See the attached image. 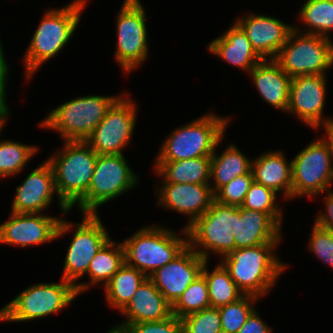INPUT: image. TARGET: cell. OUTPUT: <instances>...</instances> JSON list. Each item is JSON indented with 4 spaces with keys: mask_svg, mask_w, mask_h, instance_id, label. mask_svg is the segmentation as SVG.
I'll return each instance as SVG.
<instances>
[{
    "mask_svg": "<svg viewBox=\"0 0 333 333\" xmlns=\"http://www.w3.org/2000/svg\"><path fill=\"white\" fill-rule=\"evenodd\" d=\"M211 156L179 161H155L154 172L162 183H210Z\"/></svg>",
    "mask_w": 333,
    "mask_h": 333,
    "instance_id": "cell-27",
    "label": "cell"
},
{
    "mask_svg": "<svg viewBox=\"0 0 333 333\" xmlns=\"http://www.w3.org/2000/svg\"><path fill=\"white\" fill-rule=\"evenodd\" d=\"M323 129L325 130V136L322 137H324L323 139L327 142L329 146L333 163V123L323 126Z\"/></svg>",
    "mask_w": 333,
    "mask_h": 333,
    "instance_id": "cell-44",
    "label": "cell"
},
{
    "mask_svg": "<svg viewBox=\"0 0 333 333\" xmlns=\"http://www.w3.org/2000/svg\"><path fill=\"white\" fill-rule=\"evenodd\" d=\"M107 333H122V332H119V331H116V330H113L112 328L109 329V331Z\"/></svg>",
    "mask_w": 333,
    "mask_h": 333,
    "instance_id": "cell-46",
    "label": "cell"
},
{
    "mask_svg": "<svg viewBox=\"0 0 333 333\" xmlns=\"http://www.w3.org/2000/svg\"><path fill=\"white\" fill-rule=\"evenodd\" d=\"M299 22L305 24L302 33L330 38L333 32V0H305L299 10Z\"/></svg>",
    "mask_w": 333,
    "mask_h": 333,
    "instance_id": "cell-31",
    "label": "cell"
},
{
    "mask_svg": "<svg viewBox=\"0 0 333 333\" xmlns=\"http://www.w3.org/2000/svg\"><path fill=\"white\" fill-rule=\"evenodd\" d=\"M80 223L60 219L56 239L72 232V240L64 257L62 278L74 286L77 285L89 268L91 260L99 249L111 238L98 214H82ZM73 226V227H72Z\"/></svg>",
    "mask_w": 333,
    "mask_h": 333,
    "instance_id": "cell-8",
    "label": "cell"
},
{
    "mask_svg": "<svg viewBox=\"0 0 333 333\" xmlns=\"http://www.w3.org/2000/svg\"><path fill=\"white\" fill-rule=\"evenodd\" d=\"M60 219L44 213L11 212L0 224V243L23 248L50 243L56 239Z\"/></svg>",
    "mask_w": 333,
    "mask_h": 333,
    "instance_id": "cell-16",
    "label": "cell"
},
{
    "mask_svg": "<svg viewBox=\"0 0 333 333\" xmlns=\"http://www.w3.org/2000/svg\"><path fill=\"white\" fill-rule=\"evenodd\" d=\"M7 80H0V113L5 112L9 107L6 103Z\"/></svg>",
    "mask_w": 333,
    "mask_h": 333,
    "instance_id": "cell-43",
    "label": "cell"
},
{
    "mask_svg": "<svg viewBox=\"0 0 333 333\" xmlns=\"http://www.w3.org/2000/svg\"><path fill=\"white\" fill-rule=\"evenodd\" d=\"M259 300L252 295H243L238 300L219 307L222 333H238L249 315L257 309L254 304Z\"/></svg>",
    "mask_w": 333,
    "mask_h": 333,
    "instance_id": "cell-35",
    "label": "cell"
},
{
    "mask_svg": "<svg viewBox=\"0 0 333 333\" xmlns=\"http://www.w3.org/2000/svg\"><path fill=\"white\" fill-rule=\"evenodd\" d=\"M327 196H325L323 202L325 203V213L320 212L316 216L314 223L321 228L330 230L333 232V191L328 190Z\"/></svg>",
    "mask_w": 333,
    "mask_h": 333,
    "instance_id": "cell-40",
    "label": "cell"
},
{
    "mask_svg": "<svg viewBox=\"0 0 333 333\" xmlns=\"http://www.w3.org/2000/svg\"><path fill=\"white\" fill-rule=\"evenodd\" d=\"M39 147L12 140H0V178L12 177L24 171Z\"/></svg>",
    "mask_w": 333,
    "mask_h": 333,
    "instance_id": "cell-32",
    "label": "cell"
},
{
    "mask_svg": "<svg viewBox=\"0 0 333 333\" xmlns=\"http://www.w3.org/2000/svg\"><path fill=\"white\" fill-rule=\"evenodd\" d=\"M181 230L184 238L164 226H143L132 236L121 241L125 263L149 277L188 246V232L184 228Z\"/></svg>",
    "mask_w": 333,
    "mask_h": 333,
    "instance_id": "cell-4",
    "label": "cell"
},
{
    "mask_svg": "<svg viewBox=\"0 0 333 333\" xmlns=\"http://www.w3.org/2000/svg\"><path fill=\"white\" fill-rule=\"evenodd\" d=\"M3 44L0 38V80H8L9 77V66L5 59V53L3 51Z\"/></svg>",
    "mask_w": 333,
    "mask_h": 333,
    "instance_id": "cell-42",
    "label": "cell"
},
{
    "mask_svg": "<svg viewBox=\"0 0 333 333\" xmlns=\"http://www.w3.org/2000/svg\"><path fill=\"white\" fill-rule=\"evenodd\" d=\"M138 179L124 154L97 155L89 188L76 205L82 214H98L99 206L135 189Z\"/></svg>",
    "mask_w": 333,
    "mask_h": 333,
    "instance_id": "cell-10",
    "label": "cell"
},
{
    "mask_svg": "<svg viewBox=\"0 0 333 333\" xmlns=\"http://www.w3.org/2000/svg\"><path fill=\"white\" fill-rule=\"evenodd\" d=\"M260 314L255 309L240 328L238 333H272L273 330L269 327Z\"/></svg>",
    "mask_w": 333,
    "mask_h": 333,
    "instance_id": "cell-41",
    "label": "cell"
},
{
    "mask_svg": "<svg viewBox=\"0 0 333 333\" xmlns=\"http://www.w3.org/2000/svg\"><path fill=\"white\" fill-rule=\"evenodd\" d=\"M235 20L263 60L275 59L294 29V25L286 24L279 18L252 12Z\"/></svg>",
    "mask_w": 333,
    "mask_h": 333,
    "instance_id": "cell-20",
    "label": "cell"
},
{
    "mask_svg": "<svg viewBox=\"0 0 333 333\" xmlns=\"http://www.w3.org/2000/svg\"><path fill=\"white\" fill-rule=\"evenodd\" d=\"M125 316L121 324L113 326V330L121 332L127 325L139 322H152L168 319L172 314V305L147 278L135 291L127 306L120 312Z\"/></svg>",
    "mask_w": 333,
    "mask_h": 333,
    "instance_id": "cell-22",
    "label": "cell"
},
{
    "mask_svg": "<svg viewBox=\"0 0 333 333\" xmlns=\"http://www.w3.org/2000/svg\"><path fill=\"white\" fill-rule=\"evenodd\" d=\"M15 191L11 212L44 213L55 194L62 214L65 216L71 211L57 196L54 172L47 160L32 170Z\"/></svg>",
    "mask_w": 333,
    "mask_h": 333,
    "instance_id": "cell-17",
    "label": "cell"
},
{
    "mask_svg": "<svg viewBox=\"0 0 333 333\" xmlns=\"http://www.w3.org/2000/svg\"><path fill=\"white\" fill-rule=\"evenodd\" d=\"M277 194L274 190L253 181L240 207L267 213L282 227L283 212L282 207L277 204Z\"/></svg>",
    "mask_w": 333,
    "mask_h": 333,
    "instance_id": "cell-34",
    "label": "cell"
},
{
    "mask_svg": "<svg viewBox=\"0 0 333 333\" xmlns=\"http://www.w3.org/2000/svg\"><path fill=\"white\" fill-rule=\"evenodd\" d=\"M63 143L61 150L47 157V161L54 172L57 196L72 210L89 188L97 154L85 141Z\"/></svg>",
    "mask_w": 333,
    "mask_h": 333,
    "instance_id": "cell-5",
    "label": "cell"
},
{
    "mask_svg": "<svg viewBox=\"0 0 333 333\" xmlns=\"http://www.w3.org/2000/svg\"><path fill=\"white\" fill-rule=\"evenodd\" d=\"M124 263V248L122 242L110 238L99 249L90 262L87 270L89 277L88 283L80 282L75 286L78 295L90 289L91 286H98V284L104 286Z\"/></svg>",
    "mask_w": 333,
    "mask_h": 333,
    "instance_id": "cell-26",
    "label": "cell"
},
{
    "mask_svg": "<svg viewBox=\"0 0 333 333\" xmlns=\"http://www.w3.org/2000/svg\"><path fill=\"white\" fill-rule=\"evenodd\" d=\"M122 95H88L66 101L51 110L40 127L54 130L62 141H85Z\"/></svg>",
    "mask_w": 333,
    "mask_h": 333,
    "instance_id": "cell-6",
    "label": "cell"
},
{
    "mask_svg": "<svg viewBox=\"0 0 333 333\" xmlns=\"http://www.w3.org/2000/svg\"><path fill=\"white\" fill-rule=\"evenodd\" d=\"M129 95L123 93L85 140L97 155L124 154L123 147L129 146L138 112L137 103Z\"/></svg>",
    "mask_w": 333,
    "mask_h": 333,
    "instance_id": "cell-14",
    "label": "cell"
},
{
    "mask_svg": "<svg viewBox=\"0 0 333 333\" xmlns=\"http://www.w3.org/2000/svg\"><path fill=\"white\" fill-rule=\"evenodd\" d=\"M59 283L28 286L0 309V322H27L64 310L78 295L73 284L60 278Z\"/></svg>",
    "mask_w": 333,
    "mask_h": 333,
    "instance_id": "cell-7",
    "label": "cell"
},
{
    "mask_svg": "<svg viewBox=\"0 0 333 333\" xmlns=\"http://www.w3.org/2000/svg\"><path fill=\"white\" fill-rule=\"evenodd\" d=\"M279 243L240 248L222 257L221 263L244 295L262 298L270 293L280 275L288 268L277 254Z\"/></svg>",
    "mask_w": 333,
    "mask_h": 333,
    "instance_id": "cell-2",
    "label": "cell"
},
{
    "mask_svg": "<svg viewBox=\"0 0 333 333\" xmlns=\"http://www.w3.org/2000/svg\"><path fill=\"white\" fill-rule=\"evenodd\" d=\"M282 227L267 213L235 206V249L280 243Z\"/></svg>",
    "mask_w": 333,
    "mask_h": 333,
    "instance_id": "cell-21",
    "label": "cell"
},
{
    "mask_svg": "<svg viewBox=\"0 0 333 333\" xmlns=\"http://www.w3.org/2000/svg\"><path fill=\"white\" fill-rule=\"evenodd\" d=\"M183 333H222L218 308H207L181 318Z\"/></svg>",
    "mask_w": 333,
    "mask_h": 333,
    "instance_id": "cell-36",
    "label": "cell"
},
{
    "mask_svg": "<svg viewBox=\"0 0 333 333\" xmlns=\"http://www.w3.org/2000/svg\"><path fill=\"white\" fill-rule=\"evenodd\" d=\"M209 53L244 72H250L263 59L253 49L243 29L234 21L229 29L208 45Z\"/></svg>",
    "mask_w": 333,
    "mask_h": 333,
    "instance_id": "cell-23",
    "label": "cell"
},
{
    "mask_svg": "<svg viewBox=\"0 0 333 333\" xmlns=\"http://www.w3.org/2000/svg\"><path fill=\"white\" fill-rule=\"evenodd\" d=\"M116 18L115 60L127 74L145 63L149 56L147 13L140 0H124Z\"/></svg>",
    "mask_w": 333,
    "mask_h": 333,
    "instance_id": "cell-13",
    "label": "cell"
},
{
    "mask_svg": "<svg viewBox=\"0 0 333 333\" xmlns=\"http://www.w3.org/2000/svg\"><path fill=\"white\" fill-rule=\"evenodd\" d=\"M294 25L288 40L274 59L291 78L300 75H327L333 66V42L330 38L302 33Z\"/></svg>",
    "mask_w": 333,
    "mask_h": 333,
    "instance_id": "cell-9",
    "label": "cell"
},
{
    "mask_svg": "<svg viewBox=\"0 0 333 333\" xmlns=\"http://www.w3.org/2000/svg\"><path fill=\"white\" fill-rule=\"evenodd\" d=\"M240 150L236 144L232 143L219 155L215 148L211 155L209 183L213 194L235 177L252 171V160H249Z\"/></svg>",
    "mask_w": 333,
    "mask_h": 333,
    "instance_id": "cell-28",
    "label": "cell"
},
{
    "mask_svg": "<svg viewBox=\"0 0 333 333\" xmlns=\"http://www.w3.org/2000/svg\"><path fill=\"white\" fill-rule=\"evenodd\" d=\"M252 172L255 182L264 185L276 193L282 192L285 200L292 198L291 161L280 150L268 151L252 160Z\"/></svg>",
    "mask_w": 333,
    "mask_h": 333,
    "instance_id": "cell-25",
    "label": "cell"
},
{
    "mask_svg": "<svg viewBox=\"0 0 333 333\" xmlns=\"http://www.w3.org/2000/svg\"><path fill=\"white\" fill-rule=\"evenodd\" d=\"M10 109L8 108L5 112H2L0 113V137H1V132H2V128H4L6 122H7V119L9 118V111Z\"/></svg>",
    "mask_w": 333,
    "mask_h": 333,
    "instance_id": "cell-45",
    "label": "cell"
},
{
    "mask_svg": "<svg viewBox=\"0 0 333 333\" xmlns=\"http://www.w3.org/2000/svg\"><path fill=\"white\" fill-rule=\"evenodd\" d=\"M234 224L235 206L213 200L210 208L186 229L188 245L205 260L211 252L222 258L235 250Z\"/></svg>",
    "mask_w": 333,
    "mask_h": 333,
    "instance_id": "cell-11",
    "label": "cell"
},
{
    "mask_svg": "<svg viewBox=\"0 0 333 333\" xmlns=\"http://www.w3.org/2000/svg\"><path fill=\"white\" fill-rule=\"evenodd\" d=\"M122 333H183L182 321L175 315L168 319L127 325Z\"/></svg>",
    "mask_w": 333,
    "mask_h": 333,
    "instance_id": "cell-39",
    "label": "cell"
},
{
    "mask_svg": "<svg viewBox=\"0 0 333 333\" xmlns=\"http://www.w3.org/2000/svg\"><path fill=\"white\" fill-rule=\"evenodd\" d=\"M291 173L292 198H312L332 190L333 163L327 142L316 138L297 153L291 159Z\"/></svg>",
    "mask_w": 333,
    "mask_h": 333,
    "instance_id": "cell-12",
    "label": "cell"
},
{
    "mask_svg": "<svg viewBox=\"0 0 333 333\" xmlns=\"http://www.w3.org/2000/svg\"><path fill=\"white\" fill-rule=\"evenodd\" d=\"M148 277L138 269L124 263L102 287L108 305L119 313L127 306L135 291Z\"/></svg>",
    "mask_w": 333,
    "mask_h": 333,
    "instance_id": "cell-29",
    "label": "cell"
},
{
    "mask_svg": "<svg viewBox=\"0 0 333 333\" xmlns=\"http://www.w3.org/2000/svg\"><path fill=\"white\" fill-rule=\"evenodd\" d=\"M155 194L159 197L158 206L187 215L184 229L202 216L214 200L210 184L160 183Z\"/></svg>",
    "mask_w": 333,
    "mask_h": 333,
    "instance_id": "cell-19",
    "label": "cell"
},
{
    "mask_svg": "<svg viewBox=\"0 0 333 333\" xmlns=\"http://www.w3.org/2000/svg\"><path fill=\"white\" fill-rule=\"evenodd\" d=\"M309 237L308 249L316 258L333 268V232L314 223Z\"/></svg>",
    "mask_w": 333,
    "mask_h": 333,
    "instance_id": "cell-38",
    "label": "cell"
},
{
    "mask_svg": "<svg viewBox=\"0 0 333 333\" xmlns=\"http://www.w3.org/2000/svg\"><path fill=\"white\" fill-rule=\"evenodd\" d=\"M326 76L300 75L291 80L286 113L292 116L295 114L302 123L312 129H321L333 123L332 117L323 115L328 83Z\"/></svg>",
    "mask_w": 333,
    "mask_h": 333,
    "instance_id": "cell-15",
    "label": "cell"
},
{
    "mask_svg": "<svg viewBox=\"0 0 333 333\" xmlns=\"http://www.w3.org/2000/svg\"><path fill=\"white\" fill-rule=\"evenodd\" d=\"M260 97L272 107L287 112L292 78L274 59H264L249 72Z\"/></svg>",
    "mask_w": 333,
    "mask_h": 333,
    "instance_id": "cell-24",
    "label": "cell"
},
{
    "mask_svg": "<svg viewBox=\"0 0 333 333\" xmlns=\"http://www.w3.org/2000/svg\"><path fill=\"white\" fill-rule=\"evenodd\" d=\"M208 262L209 260L205 261L201 274L207 282L211 307L219 308L241 298L244 294L230 278L223 264L220 262L210 272L207 269Z\"/></svg>",
    "mask_w": 333,
    "mask_h": 333,
    "instance_id": "cell-30",
    "label": "cell"
},
{
    "mask_svg": "<svg viewBox=\"0 0 333 333\" xmlns=\"http://www.w3.org/2000/svg\"><path fill=\"white\" fill-rule=\"evenodd\" d=\"M230 118L207 112L178 127L164 139L155 161H179L211 156L219 148ZM218 146V147H217Z\"/></svg>",
    "mask_w": 333,
    "mask_h": 333,
    "instance_id": "cell-3",
    "label": "cell"
},
{
    "mask_svg": "<svg viewBox=\"0 0 333 333\" xmlns=\"http://www.w3.org/2000/svg\"><path fill=\"white\" fill-rule=\"evenodd\" d=\"M88 0H73L65 7L49 8L40 19L23 57L25 80L45 62L55 57L73 37ZM30 78V79H29Z\"/></svg>",
    "mask_w": 333,
    "mask_h": 333,
    "instance_id": "cell-1",
    "label": "cell"
},
{
    "mask_svg": "<svg viewBox=\"0 0 333 333\" xmlns=\"http://www.w3.org/2000/svg\"><path fill=\"white\" fill-rule=\"evenodd\" d=\"M205 261L188 245L171 262L157 269L148 278L165 299L173 305L202 273Z\"/></svg>",
    "mask_w": 333,
    "mask_h": 333,
    "instance_id": "cell-18",
    "label": "cell"
},
{
    "mask_svg": "<svg viewBox=\"0 0 333 333\" xmlns=\"http://www.w3.org/2000/svg\"><path fill=\"white\" fill-rule=\"evenodd\" d=\"M254 181L253 172L235 177L231 182L222 186L215 194L214 200L225 205L241 206Z\"/></svg>",
    "mask_w": 333,
    "mask_h": 333,
    "instance_id": "cell-37",
    "label": "cell"
},
{
    "mask_svg": "<svg viewBox=\"0 0 333 333\" xmlns=\"http://www.w3.org/2000/svg\"><path fill=\"white\" fill-rule=\"evenodd\" d=\"M210 307L207 282L205 277L200 274L172 305V314L181 319Z\"/></svg>",
    "mask_w": 333,
    "mask_h": 333,
    "instance_id": "cell-33",
    "label": "cell"
}]
</instances>
